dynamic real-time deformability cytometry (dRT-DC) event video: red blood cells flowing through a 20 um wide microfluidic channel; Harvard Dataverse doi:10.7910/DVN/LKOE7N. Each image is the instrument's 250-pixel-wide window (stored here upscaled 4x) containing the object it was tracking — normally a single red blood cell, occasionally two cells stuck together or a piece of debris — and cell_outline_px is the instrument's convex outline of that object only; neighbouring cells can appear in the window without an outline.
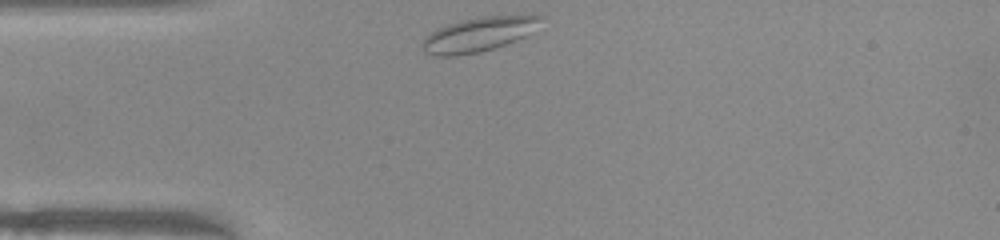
{"species": "common noctule bat (a hibernating species)", "species_latin": "Nyctalus noctula", "temperature_condition": "warm", "stored_images_in_passage": 30, "camera_frame_rate_fps": 3000, "um_per_image_px": 0.085, "animal": {"sex": "female", "body_mass_g": 22.0, "forearm_length_mm": 56.7}, "frame": {"image": 1, "passage_image": 1, "time_ms": 0.0, "image_size_px": [1000, 240], "cell_outline_px": [[544, 16], [524, 36], [516, 40], [480, 52], [456, 56], [432, 56], [424, 52], [420, 48], [420, 44], [424, 36], [448, 24], [460, 20], [484, 16]], "centroid_in_image_um": [40.52, 2.96], "position_along_channel_um": 44.5, "area_um2": 23.24}}
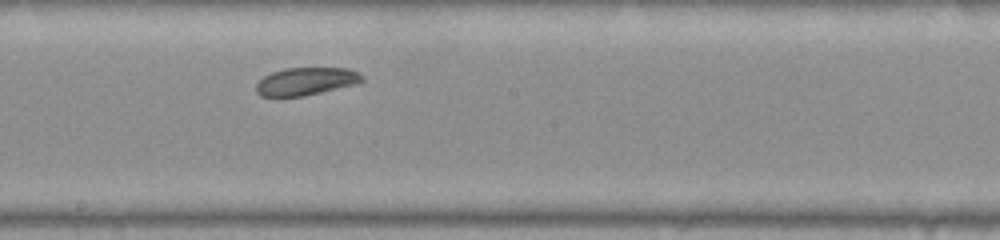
{"frame": {"image": 2, "passage_image": 16, "time_ms": 5.0, "image_size_px": [1000, 240], "cell_outline_px": [[364, 80], [356, 84], [304, 96], [260, 96], [256, 92], [256, 84], [264, 76], [272, 72], [284, 68], [348, 68], [364, 76]], "centroid_in_image_um": [26.01, 6.91], "position_along_channel_um": 222.2, "area_um2": 17.05}}
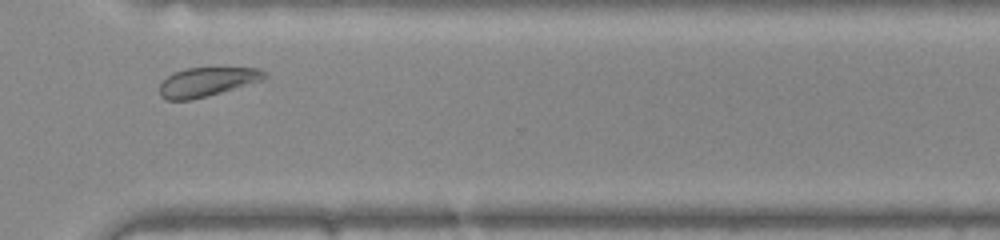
{"frame": {"image": 3, "passage_image": 26, "time_ms": 8.333, "image_size_px": [1000, 240], "cell_outline_px": [[268, 76], [264, 80], [208, 96], [192, 100], [168, 100], [160, 96], [160, 84], [168, 76], [184, 68], [260, 68]], "centroid_in_image_um": [17.62, 6.97], "position_along_channel_um": 353.0, "area_um2": 17.74}, "authors_computed_cell_mechanics": {"area_um2": 17.8891, "velocity_mm_per_s": 3.9053, "shape_relaxation_time_tau1_ms": null, "shape_relaxation_time_tau2_ms": 11.2554, "deformation_change_tau1": null, "deformation_change_tau2": 0.1997}}